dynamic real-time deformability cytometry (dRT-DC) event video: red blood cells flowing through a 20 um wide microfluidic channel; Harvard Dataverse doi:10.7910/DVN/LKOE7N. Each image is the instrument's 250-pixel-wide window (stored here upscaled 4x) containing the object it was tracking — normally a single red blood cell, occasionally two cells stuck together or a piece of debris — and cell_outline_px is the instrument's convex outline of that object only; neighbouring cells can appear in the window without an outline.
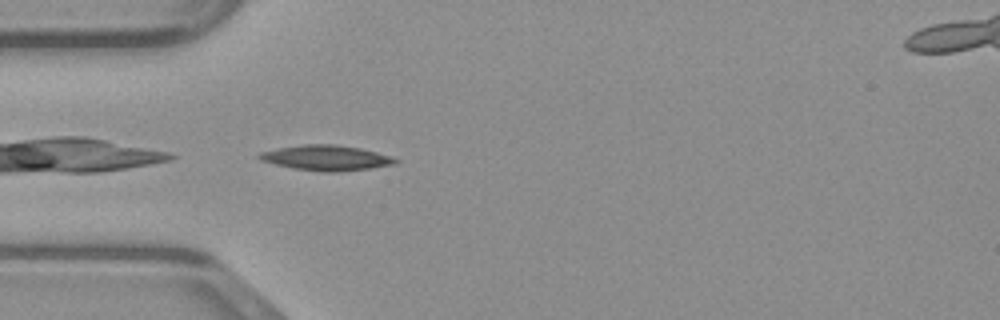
{"species": "common noctule bat (a hibernating species)", "species_latin": "Nyctalus noctula", "temperature_condition": "warm", "stored_images_in_passage": 36, "camera_frame_rate_fps": 3000, "um_per_image_px": 0.085, "animal": {"sex": "male", "body_mass_g": 23.1, "forearm_length_mm": 52.7}, "frame": {"image": 1, "passage_image": 2, "time_ms": 0.333, "image_size_px": [1000, 320], "cell_outline_px": [[400, 160], [396, 164], [372, 168], [340, 172], [320, 172], [296, 168], [276, 164], [260, 160], [256, 156], [260, 152], [276, 148], [304, 144], [336, 144], [360, 148], [392, 156]], "centroid_in_image_um": [27.76, 13.41], "position_along_channel_um": 57.2, "area_um2": 20.17}}
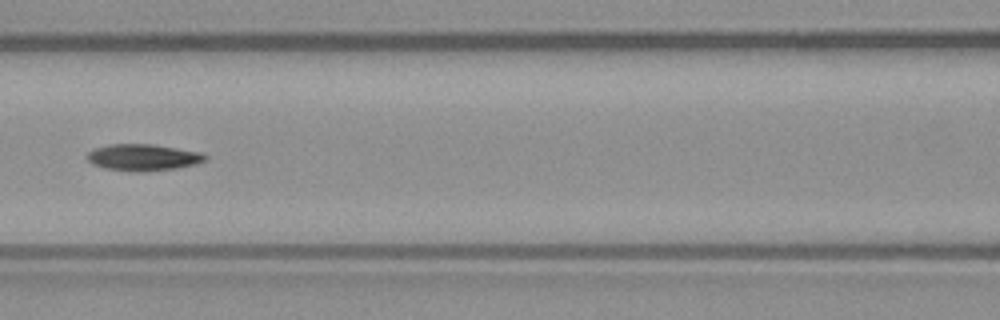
{"frame": {"image": 2, "passage_image": 9, "time_ms": 2.667, "image_size_px": [1000, 320], "cell_outline_px": [[208, 156], [204, 160], [196, 164], [176, 168], [144, 172], [136, 172], [104, 168], [92, 164], [84, 156], [92, 148], [108, 144], [152, 144], [200, 152]], "centroid_in_image_um": [12.1, 13.38], "position_along_channel_um": 154.5, "area_um2": 18.44}}
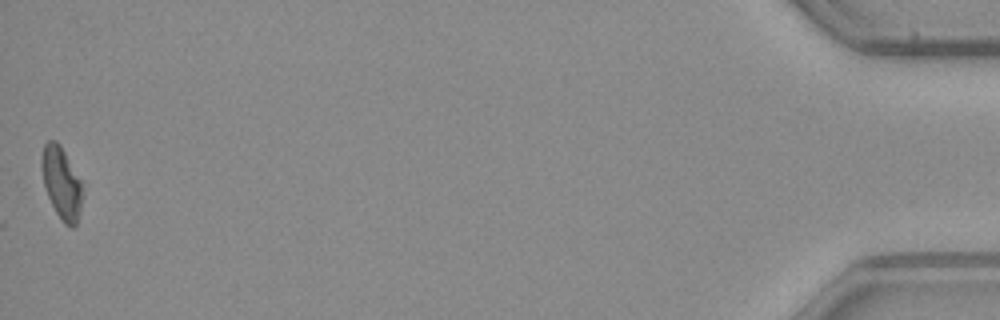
{"frame": {"image": 3, "passage_image": 36, "time_ms": 11.667, "image_size_px": [1000, 320], "cell_outline_px": [[80, 212], [76, 224], [72, 228], [64, 224], [56, 212], [48, 196], [44, 184], [40, 164], [40, 160], [44, 144], [48, 140], [56, 140], [60, 144], [80, 180]], "centroid_in_image_um": [5.18, 15.52], "position_along_channel_um": 430.0, "area_um2": 16.7}}